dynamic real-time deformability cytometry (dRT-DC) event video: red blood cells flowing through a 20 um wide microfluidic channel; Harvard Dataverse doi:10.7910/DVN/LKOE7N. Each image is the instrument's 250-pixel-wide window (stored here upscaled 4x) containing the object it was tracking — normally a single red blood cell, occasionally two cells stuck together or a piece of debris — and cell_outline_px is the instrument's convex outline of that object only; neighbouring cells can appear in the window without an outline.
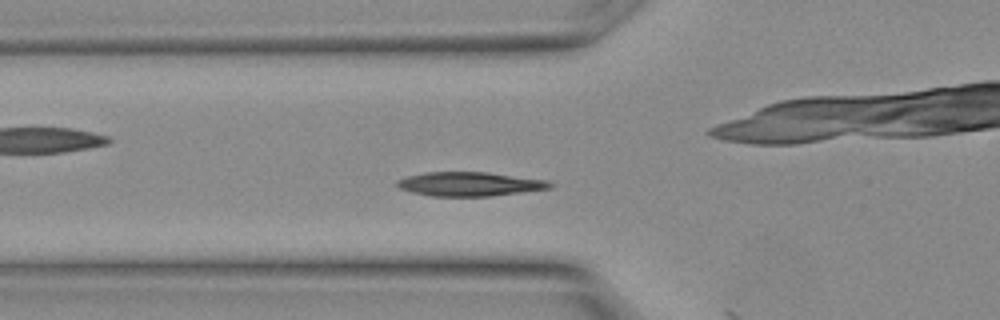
{"species": "Egyptian fruit bat (a non-hibernating species)", "species_latin": "Rousettus aegyptiacus", "temperature_condition": "warm", "stored_images_in_passage": 8, "camera_frame_rate_fps": 3000, "um_per_image_px": 0.085, "animal": {"sex": "female"}, "frame": {"image": 1, "passage_image": 7, "time_ms": 2.0, "image_size_px": [1000, 320], "cell_outline_px": [[556, 184], [552, 188], [492, 196], [432, 196], [412, 192], [400, 188], [396, 184], [396, 180], [408, 176], [424, 172], [488, 172], [548, 180]], "centroid_in_image_um": [39.97, 15.64], "position_along_channel_um": 85.8, "area_um2": 21.56}}